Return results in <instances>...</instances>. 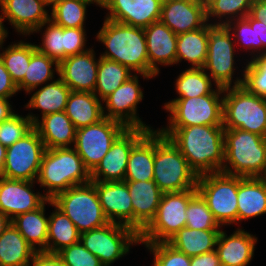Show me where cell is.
Here are the masks:
<instances>
[{
	"mask_svg": "<svg viewBox=\"0 0 266 266\" xmlns=\"http://www.w3.org/2000/svg\"><path fill=\"white\" fill-rule=\"evenodd\" d=\"M96 34L105 51L100 57L118 62L136 72L143 79L155 78L158 74L149 66L144 29L104 19Z\"/></svg>",
	"mask_w": 266,
	"mask_h": 266,
	"instance_id": "cell-1",
	"label": "cell"
},
{
	"mask_svg": "<svg viewBox=\"0 0 266 266\" xmlns=\"http://www.w3.org/2000/svg\"><path fill=\"white\" fill-rule=\"evenodd\" d=\"M168 138L197 176L222 171L225 160L223 126L180 127Z\"/></svg>",
	"mask_w": 266,
	"mask_h": 266,
	"instance_id": "cell-2",
	"label": "cell"
},
{
	"mask_svg": "<svg viewBox=\"0 0 266 266\" xmlns=\"http://www.w3.org/2000/svg\"><path fill=\"white\" fill-rule=\"evenodd\" d=\"M90 181V172L73 147L46 149L36 182L44 188L43 194L48 199Z\"/></svg>",
	"mask_w": 266,
	"mask_h": 266,
	"instance_id": "cell-3",
	"label": "cell"
},
{
	"mask_svg": "<svg viewBox=\"0 0 266 266\" xmlns=\"http://www.w3.org/2000/svg\"><path fill=\"white\" fill-rule=\"evenodd\" d=\"M223 173L261 177L266 168V138L240 129H224Z\"/></svg>",
	"mask_w": 266,
	"mask_h": 266,
	"instance_id": "cell-4",
	"label": "cell"
},
{
	"mask_svg": "<svg viewBox=\"0 0 266 266\" xmlns=\"http://www.w3.org/2000/svg\"><path fill=\"white\" fill-rule=\"evenodd\" d=\"M169 113L166 127L158 128L169 137L177 128L195 125L222 126L223 123V88L217 86L208 95L191 98H178L164 104Z\"/></svg>",
	"mask_w": 266,
	"mask_h": 266,
	"instance_id": "cell-5",
	"label": "cell"
},
{
	"mask_svg": "<svg viewBox=\"0 0 266 266\" xmlns=\"http://www.w3.org/2000/svg\"><path fill=\"white\" fill-rule=\"evenodd\" d=\"M154 177L164 192H180L197 186V174L173 142L154 129Z\"/></svg>",
	"mask_w": 266,
	"mask_h": 266,
	"instance_id": "cell-6",
	"label": "cell"
},
{
	"mask_svg": "<svg viewBox=\"0 0 266 266\" xmlns=\"http://www.w3.org/2000/svg\"><path fill=\"white\" fill-rule=\"evenodd\" d=\"M224 129H240L266 138V106L263 97L243 85L223 88Z\"/></svg>",
	"mask_w": 266,
	"mask_h": 266,
	"instance_id": "cell-7",
	"label": "cell"
},
{
	"mask_svg": "<svg viewBox=\"0 0 266 266\" xmlns=\"http://www.w3.org/2000/svg\"><path fill=\"white\" fill-rule=\"evenodd\" d=\"M236 47L233 36L226 25L208 23V52L203 69L213 80L214 88L243 85L244 69L240 71L242 78L239 76L233 79L237 69L234 67Z\"/></svg>",
	"mask_w": 266,
	"mask_h": 266,
	"instance_id": "cell-8",
	"label": "cell"
},
{
	"mask_svg": "<svg viewBox=\"0 0 266 266\" xmlns=\"http://www.w3.org/2000/svg\"><path fill=\"white\" fill-rule=\"evenodd\" d=\"M53 203L74 223L80 233L105 226V217L93 181L58 193Z\"/></svg>",
	"mask_w": 266,
	"mask_h": 266,
	"instance_id": "cell-9",
	"label": "cell"
},
{
	"mask_svg": "<svg viewBox=\"0 0 266 266\" xmlns=\"http://www.w3.org/2000/svg\"><path fill=\"white\" fill-rule=\"evenodd\" d=\"M196 188L221 227L238 224V176L203 174L198 176Z\"/></svg>",
	"mask_w": 266,
	"mask_h": 266,
	"instance_id": "cell-10",
	"label": "cell"
},
{
	"mask_svg": "<svg viewBox=\"0 0 266 266\" xmlns=\"http://www.w3.org/2000/svg\"><path fill=\"white\" fill-rule=\"evenodd\" d=\"M197 188L180 192H164L157 213L139 234V243L167 242L180 229L186 227V209Z\"/></svg>",
	"mask_w": 266,
	"mask_h": 266,
	"instance_id": "cell-11",
	"label": "cell"
},
{
	"mask_svg": "<svg viewBox=\"0 0 266 266\" xmlns=\"http://www.w3.org/2000/svg\"><path fill=\"white\" fill-rule=\"evenodd\" d=\"M80 242L104 266H111L128 254L132 245L139 244V234L131 227L109 222L103 227L81 233Z\"/></svg>",
	"mask_w": 266,
	"mask_h": 266,
	"instance_id": "cell-12",
	"label": "cell"
},
{
	"mask_svg": "<svg viewBox=\"0 0 266 266\" xmlns=\"http://www.w3.org/2000/svg\"><path fill=\"white\" fill-rule=\"evenodd\" d=\"M126 129L122 123L106 117L98 123L76 129L73 148L89 172L97 166Z\"/></svg>",
	"mask_w": 266,
	"mask_h": 266,
	"instance_id": "cell-13",
	"label": "cell"
},
{
	"mask_svg": "<svg viewBox=\"0 0 266 266\" xmlns=\"http://www.w3.org/2000/svg\"><path fill=\"white\" fill-rule=\"evenodd\" d=\"M46 147L37 130L33 128L23 138L7 147L1 177L36 181Z\"/></svg>",
	"mask_w": 266,
	"mask_h": 266,
	"instance_id": "cell-14",
	"label": "cell"
},
{
	"mask_svg": "<svg viewBox=\"0 0 266 266\" xmlns=\"http://www.w3.org/2000/svg\"><path fill=\"white\" fill-rule=\"evenodd\" d=\"M138 77L134 74L102 101L105 102L103 115L122 123L127 128H143L151 131L154 129L146 125L137 114V105L144 98Z\"/></svg>",
	"mask_w": 266,
	"mask_h": 266,
	"instance_id": "cell-15",
	"label": "cell"
},
{
	"mask_svg": "<svg viewBox=\"0 0 266 266\" xmlns=\"http://www.w3.org/2000/svg\"><path fill=\"white\" fill-rule=\"evenodd\" d=\"M143 128H127L112 144L107 154L90 172L91 181H124L132 148L149 132Z\"/></svg>",
	"mask_w": 266,
	"mask_h": 266,
	"instance_id": "cell-16",
	"label": "cell"
},
{
	"mask_svg": "<svg viewBox=\"0 0 266 266\" xmlns=\"http://www.w3.org/2000/svg\"><path fill=\"white\" fill-rule=\"evenodd\" d=\"M34 183L37 182L0 177V213L12 220L41 207L48 198L39 191L34 193Z\"/></svg>",
	"mask_w": 266,
	"mask_h": 266,
	"instance_id": "cell-17",
	"label": "cell"
},
{
	"mask_svg": "<svg viewBox=\"0 0 266 266\" xmlns=\"http://www.w3.org/2000/svg\"><path fill=\"white\" fill-rule=\"evenodd\" d=\"M163 0H104L99 7L109 11L105 16L130 26L145 28L160 21Z\"/></svg>",
	"mask_w": 266,
	"mask_h": 266,
	"instance_id": "cell-18",
	"label": "cell"
},
{
	"mask_svg": "<svg viewBox=\"0 0 266 266\" xmlns=\"http://www.w3.org/2000/svg\"><path fill=\"white\" fill-rule=\"evenodd\" d=\"M43 0H0V19L8 20L19 35L30 36L50 20Z\"/></svg>",
	"mask_w": 266,
	"mask_h": 266,
	"instance_id": "cell-19",
	"label": "cell"
},
{
	"mask_svg": "<svg viewBox=\"0 0 266 266\" xmlns=\"http://www.w3.org/2000/svg\"><path fill=\"white\" fill-rule=\"evenodd\" d=\"M160 21L176 35L204 27L205 0H163Z\"/></svg>",
	"mask_w": 266,
	"mask_h": 266,
	"instance_id": "cell-20",
	"label": "cell"
},
{
	"mask_svg": "<svg viewBox=\"0 0 266 266\" xmlns=\"http://www.w3.org/2000/svg\"><path fill=\"white\" fill-rule=\"evenodd\" d=\"M93 47L88 51L68 56L59 63L58 77L75 92L94 93L99 59Z\"/></svg>",
	"mask_w": 266,
	"mask_h": 266,
	"instance_id": "cell-21",
	"label": "cell"
},
{
	"mask_svg": "<svg viewBox=\"0 0 266 266\" xmlns=\"http://www.w3.org/2000/svg\"><path fill=\"white\" fill-rule=\"evenodd\" d=\"M103 213L109 222L133 228V207L126 181H93Z\"/></svg>",
	"mask_w": 266,
	"mask_h": 266,
	"instance_id": "cell-22",
	"label": "cell"
},
{
	"mask_svg": "<svg viewBox=\"0 0 266 266\" xmlns=\"http://www.w3.org/2000/svg\"><path fill=\"white\" fill-rule=\"evenodd\" d=\"M133 207V229L140 234L154 219L163 192L154 180L126 181Z\"/></svg>",
	"mask_w": 266,
	"mask_h": 266,
	"instance_id": "cell-23",
	"label": "cell"
},
{
	"mask_svg": "<svg viewBox=\"0 0 266 266\" xmlns=\"http://www.w3.org/2000/svg\"><path fill=\"white\" fill-rule=\"evenodd\" d=\"M27 115L34 123V128L37 130L46 149L74 146L76 128L65 111L48 114L41 118L31 112Z\"/></svg>",
	"mask_w": 266,
	"mask_h": 266,
	"instance_id": "cell-24",
	"label": "cell"
},
{
	"mask_svg": "<svg viewBox=\"0 0 266 266\" xmlns=\"http://www.w3.org/2000/svg\"><path fill=\"white\" fill-rule=\"evenodd\" d=\"M147 45L149 66L160 73L159 65L176 64L177 35L161 21L143 28Z\"/></svg>",
	"mask_w": 266,
	"mask_h": 266,
	"instance_id": "cell-25",
	"label": "cell"
},
{
	"mask_svg": "<svg viewBox=\"0 0 266 266\" xmlns=\"http://www.w3.org/2000/svg\"><path fill=\"white\" fill-rule=\"evenodd\" d=\"M257 237L238 227L227 236L226 231H220L216 243V251L221 266H247L254 257Z\"/></svg>",
	"mask_w": 266,
	"mask_h": 266,
	"instance_id": "cell-26",
	"label": "cell"
},
{
	"mask_svg": "<svg viewBox=\"0 0 266 266\" xmlns=\"http://www.w3.org/2000/svg\"><path fill=\"white\" fill-rule=\"evenodd\" d=\"M238 223L266 214V183L260 177L238 176Z\"/></svg>",
	"mask_w": 266,
	"mask_h": 266,
	"instance_id": "cell-27",
	"label": "cell"
},
{
	"mask_svg": "<svg viewBox=\"0 0 266 266\" xmlns=\"http://www.w3.org/2000/svg\"><path fill=\"white\" fill-rule=\"evenodd\" d=\"M65 113L76 129L92 125L104 118L103 102L94 93L71 91Z\"/></svg>",
	"mask_w": 266,
	"mask_h": 266,
	"instance_id": "cell-28",
	"label": "cell"
},
{
	"mask_svg": "<svg viewBox=\"0 0 266 266\" xmlns=\"http://www.w3.org/2000/svg\"><path fill=\"white\" fill-rule=\"evenodd\" d=\"M46 203L47 201L38 209L11 220L13 226L36 252H47L49 217L45 216Z\"/></svg>",
	"mask_w": 266,
	"mask_h": 266,
	"instance_id": "cell-29",
	"label": "cell"
},
{
	"mask_svg": "<svg viewBox=\"0 0 266 266\" xmlns=\"http://www.w3.org/2000/svg\"><path fill=\"white\" fill-rule=\"evenodd\" d=\"M154 130L149 131L131 150L124 181L153 180Z\"/></svg>",
	"mask_w": 266,
	"mask_h": 266,
	"instance_id": "cell-30",
	"label": "cell"
},
{
	"mask_svg": "<svg viewBox=\"0 0 266 266\" xmlns=\"http://www.w3.org/2000/svg\"><path fill=\"white\" fill-rule=\"evenodd\" d=\"M47 204L55 208L49 215L47 252L58 253L63 248L78 243L81 233L52 199H48Z\"/></svg>",
	"mask_w": 266,
	"mask_h": 266,
	"instance_id": "cell-31",
	"label": "cell"
},
{
	"mask_svg": "<svg viewBox=\"0 0 266 266\" xmlns=\"http://www.w3.org/2000/svg\"><path fill=\"white\" fill-rule=\"evenodd\" d=\"M221 230H195L188 227L180 229L167 243L189 257L216 250Z\"/></svg>",
	"mask_w": 266,
	"mask_h": 266,
	"instance_id": "cell-32",
	"label": "cell"
},
{
	"mask_svg": "<svg viewBox=\"0 0 266 266\" xmlns=\"http://www.w3.org/2000/svg\"><path fill=\"white\" fill-rule=\"evenodd\" d=\"M208 52V23L197 30L177 35L176 64L183 60L190 68H203Z\"/></svg>",
	"mask_w": 266,
	"mask_h": 266,
	"instance_id": "cell-33",
	"label": "cell"
},
{
	"mask_svg": "<svg viewBox=\"0 0 266 266\" xmlns=\"http://www.w3.org/2000/svg\"><path fill=\"white\" fill-rule=\"evenodd\" d=\"M71 89L58 77L40 86L31 96L25 108L41 110V116L65 111Z\"/></svg>",
	"mask_w": 266,
	"mask_h": 266,
	"instance_id": "cell-34",
	"label": "cell"
},
{
	"mask_svg": "<svg viewBox=\"0 0 266 266\" xmlns=\"http://www.w3.org/2000/svg\"><path fill=\"white\" fill-rule=\"evenodd\" d=\"M35 252L12 223L0 236V266H28Z\"/></svg>",
	"mask_w": 266,
	"mask_h": 266,
	"instance_id": "cell-35",
	"label": "cell"
},
{
	"mask_svg": "<svg viewBox=\"0 0 266 266\" xmlns=\"http://www.w3.org/2000/svg\"><path fill=\"white\" fill-rule=\"evenodd\" d=\"M55 72L59 74V63L36 50L31 55L24 79L17 85L18 91L23 90L31 94L44 83L54 81Z\"/></svg>",
	"mask_w": 266,
	"mask_h": 266,
	"instance_id": "cell-36",
	"label": "cell"
},
{
	"mask_svg": "<svg viewBox=\"0 0 266 266\" xmlns=\"http://www.w3.org/2000/svg\"><path fill=\"white\" fill-rule=\"evenodd\" d=\"M99 58L94 94L103 101L134 74L126 66L102 57Z\"/></svg>",
	"mask_w": 266,
	"mask_h": 266,
	"instance_id": "cell-37",
	"label": "cell"
},
{
	"mask_svg": "<svg viewBox=\"0 0 266 266\" xmlns=\"http://www.w3.org/2000/svg\"><path fill=\"white\" fill-rule=\"evenodd\" d=\"M0 49L3 50L0 52V58L10 73L11 79L18 85L24 79L31 55L36 51L35 44L20 40L15 43L12 42L5 50L3 45Z\"/></svg>",
	"mask_w": 266,
	"mask_h": 266,
	"instance_id": "cell-38",
	"label": "cell"
},
{
	"mask_svg": "<svg viewBox=\"0 0 266 266\" xmlns=\"http://www.w3.org/2000/svg\"><path fill=\"white\" fill-rule=\"evenodd\" d=\"M96 4L95 0H61L51 9L50 20L65 28H85L87 6Z\"/></svg>",
	"mask_w": 266,
	"mask_h": 266,
	"instance_id": "cell-39",
	"label": "cell"
},
{
	"mask_svg": "<svg viewBox=\"0 0 266 266\" xmlns=\"http://www.w3.org/2000/svg\"><path fill=\"white\" fill-rule=\"evenodd\" d=\"M212 79L203 68H186L176 79L175 89L179 95L177 98H191L211 94Z\"/></svg>",
	"mask_w": 266,
	"mask_h": 266,
	"instance_id": "cell-40",
	"label": "cell"
},
{
	"mask_svg": "<svg viewBox=\"0 0 266 266\" xmlns=\"http://www.w3.org/2000/svg\"><path fill=\"white\" fill-rule=\"evenodd\" d=\"M253 1L254 0H205L207 22L209 23L212 20V24L226 25L229 21L244 18L249 14ZM212 17L216 20V23Z\"/></svg>",
	"mask_w": 266,
	"mask_h": 266,
	"instance_id": "cell-41",
	"label": "cell"
},
{
	"mask_svg": "<svg viewBox=\"0 0 266 266\" xmlns=\"http://www.w3.org/2000/svg\"><path fill=\"white\" fill-rule=\"evenodd\" d=\"M186 227L195 230H220L222 227L209 210L206 201L197 192L186 209Z\"/></svg>",
	"mask_w": 266,
	"mask_h": 266,
	"instance_id": "cell-42",
	"label": "cell"
},
{
	"mask_svg": "<svg viewBox=\"0 0 266 266\" xmlns=\"http://www.w3.org/2000/svg\"><path fill=\"white\" fill-rule=\"evenodd\" d=\"M44 26L47 27L42 33V44H35L36 50L60 63L63 61L64 27L58 26L49 20L33 33L41 32Z\"/></svg>",
	"mask_w": 266,
	"mask_h": 266,
	"instance_id": "cell-43",
	"label": "cell"
},
{
	"mask_svg": "<svg viewBox=\"0 0 266 266\" xmlns=\"http://www.w3.org/2000/svg\"><path fill=\"white\" fill-rule=\"evenodd\" d=\"M226 26L229 28L235 44L245 48L246 52H250L251 59L257 53V34H256V19H253L249 14L244 18L229 21ZM243 45V46H242Z\"/></svg>",
	"mask_w": 266,
	"mask_h": 266,
	"instance_id": "cell-44",
	"label": "cell"
},
{
	"mask_svg": "<svg viewBox=\"0 0 266 266\" xmlns=\"http://www.w3.org/2000/svg\"><path fill=\"white\" fill-rule=\"evenodd\" d=\"M250 60V61H249ZM244 67L243 86L259 97L266 96V54L249 59Z\"/></svg>",
	"mask_w": 266,
	"mask_h": 266,
	"instance_id": "cell-45",
	"label": "cell"
},
{
	"mask_svg": "<svg viewBox=\"0 0 266 266\" xmlns=\"http://www.w3.org/2000/svg\"><path fill=\"white\" fill-rule=\"evenodd\" d=\"M34 128V123L26 116L13 114L0 123V143L6 148L23 138Z\"/></svg>",
	"mask_w": 266,
	"mask_h": 266,
	"instance_id": "cell-46",
	"label": "cell"
},
{
	"mask_svg": "<svg viewBox=\"0 0 266 266\" xmlns=\"http://www.w3.org/2000/svg\"><path fill=\"white\" fill-rule=\"evenodd\" d=\"M144 244L154 256L153 266H190L191 257L176 250L167 242Z\"/></svg>",
	"mask_w": 266,
	"mask_h": 266,
	"instance_id": "cell-47",
	"label": "cell"
},
{
	"mask_svg": "<svg viewBox=\"0 0 266 266\" xmlns=\"http://www.w3.org/2000/svg\"><path fill=\"white\" fill-rule=\"evenodd\" d=\"M66 266H104L100 259L87 250L79 241L57 253Z\"/></svg>",
	"mask_w": 266,
	"mask_h": 266,
	"instance_id": "cell-48",
	"label": "cell"
},
{
	"mask_svg": "<svg viewBox=\"0 0 266 266\" xmlns=\"http://www.w3.org/2000/svg\"><path fill=\"white\" fill-rule=\"evenodd\" d=\"M86 41L87 34L85 28L64 27L63 60L68 56L88 51L90 48H86Z\"/></svg>",
	"mask_w": 266,
	"mask_h": 266,
	"instance_id": "cell-49",
	"label": "cell"
},
{
	"mask_svg": "<svg viewBox=\"0 0 266 266\" xmlns=\"http://www.w3.org/2000/svg\"><path fill=\"white\" fill-rule=\"evenodd\" d=\"M17 92V85L11 79L10 73L6 70L0 58V98L10 99Z\"/></svg>",
	"mask_w": 266,
	"mask_h": 266,
	"instance_id": "cell-50",
	"label": "cell"
},
{
	"mask_svg": "<svg viewBox=\"0 0 266 266\" xmlns=\"http://www.w3.org/2000/svg\"><path fill=\"white\" fill-rule=\"evenodd\" d=\"M66 266L57 253L35 252L28 266Z\"/></svg>",
	"mask_w": 266,
	"mask_h": 266,
	"instance_id": "cell-51",
	"label": "cell"
},
{
	"mask_svg": "<svg viewBox=\"0 0 266 266\" xmlns=\"http://www.w3.org/2000/svg\"><path fill=\"white\" fill-rule=\"evenodd\" d=\"M190 266H220L217 251L192 256Z\"/></svg>",
	"mask_w": 266,
	"mask_h": 266,
	"instance_id": "cell-52",
	"label": "cell"
},
{
	"mask_svg": "<svg viewBox=\"0 0 266 266\" xmlns=\"http://www.w3.org/2000/svg\"><path fill=\"white\" fill-rule=\"evenodd\" d=\"M249 15L257 21L266 24V0H254Z\"/></svg>",
	"mask_w": 266,
	"mask_h": 266,
	"instance_id": "cell-53",
	"label": "cell"
},
{
	"mask_svg": "<svg viewBox=\"0 0 266 266\" xmlns=\"http://www.w3.org/2000/svg\"><path fill=\"white\" fill-rule=\"evenodd\" d=\"M257 54H266V24L256 20Z\"/></svg>",
	"mask_w": 266,
	"mask_h": 266,
	"instance_id": "cell-54",
	"label": "cell"
},
{
	"mask_svg": "<svg viewBox=\"0 0 266 266\" xmlns=\"http://www.w3.org/2000/svg\"><path fill=\"white\" fill-rule=\"evenodd\" d=\"M13 114H15V110H13L9 99L0 98V123L9 119Z\"/></svg>",
	"mask_w": 266,
	"mask_h": 266,
	"instance_id": "cell-55",
	"label": "cell"
},
{
	"mask_svg": "<svg viewBox=\"0 0 266 266\" xmlns=\"http://www.w3.org/2000/svg\"><path fill=\"white\" fill-rule=\"evenodd\" d=\"M11 224V219L6 215L0 213V236L6 230V228Z\"/></svg>",
	"mask_w": 266,
	"mask_h": 266,
	"instance_id": "cell-56",
	"label": "cell"
},
{
	"mask_svg": "<svg viewBox=\"0 0 266 266\" xmlns=\"http://www.w3.org/2000/svg\"><path fill=\"white\" fill-rule=\"evenodd\" d=\"M6 150L7 148L0 143V177L6 160Z\"/></svg>",
	"mask_w": 266,
	"mask_h": 266,
	"instance_id": "cell-57",
	"label": "cell"
},
{
	"mask_svg": "<svg viewBox=\"0 0 266 266\" xmlns=\"http://www.w3.org/2000/svg\"><path fill=\"white\" fill-rule=\"evenodd\" d=\"M8 37V31L0 19V47L4 44L5 39Z\"/></svg>",
	"mask_w": 266,
	"mask_h": 266,
	"instance_id": "cell-58",
	"label": "cell"
},
{
	"mask_svg": "<svg viewBox=\"0 0 266 266\" xmlns=\"http://www.w3.org/2000/svg\"><path fill=\"white\" fill-rule=\"evenodd\" d=\"M46 5H47V8L48 7H53L55 4H57L58 2H60L61 0H43Z\"/></svg>",
	"mask_w": 266,
	"mask_h": 266,
	"instance_id": "cell-59",
	"label": "cell"
},
{
	"mask_svg": "<svg viewBox=\"0 0 266 266\" xmlns=\"http://www.w3.org/2000/svg\"><path fill=\"white\" fill-rule=\"evenodd\" d=\"M260 178L266 183V168L263 175Z\"/></svg>",
	"mask_w": 266,
	"mask_h": 266,
	"instance_id": "cell-60",
	"label": "cell"
},
{
	"mask_svg": "<svg viewBox=\"0 0 266 266\" xmlns=\"http://www.w3.org/2000/svg\"><path fill=\"white\" fill-rule=\"evenodd\" d=\"M99 5H101L102 4V2L104 1V0H95Z\"/></svg>",
	"mask_w": 266,
	"mask_h": 266,
	"instance_id": "cell-61",
	"label": "cell"
},
{
	"mask_svg": "<svg viewBox=\"0 0 266 266\" xmlns=\"http://www.w3.org/2000/svg\"><path fill=\"white\" fill-rule=\"evenodd\" d=\"M263 100H264V103H265V106H266V96L263 97Z\"/></svg>",
	"mask_w": 266,
	"mask_h": 266,
	"instance_id": "cell-62",
	"label": "cell"
}]
</instances>
